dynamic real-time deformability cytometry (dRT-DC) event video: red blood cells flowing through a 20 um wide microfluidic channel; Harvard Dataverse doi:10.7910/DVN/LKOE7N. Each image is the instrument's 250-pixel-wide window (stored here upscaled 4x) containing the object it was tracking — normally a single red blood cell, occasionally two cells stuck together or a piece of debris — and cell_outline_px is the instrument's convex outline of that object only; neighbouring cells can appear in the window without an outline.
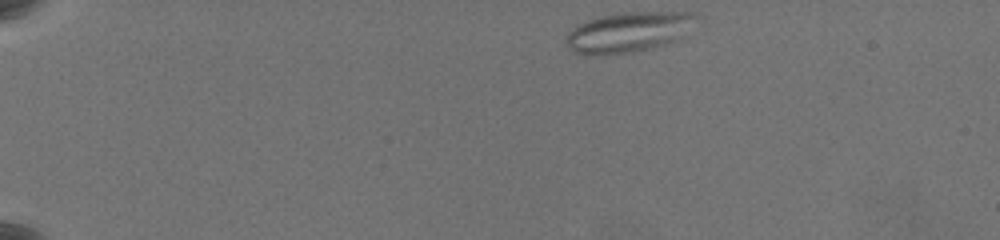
{"species": "common noctule bat (a hibernating species)", "species_latin": "Nyctalus noctula", "temperature_condition": "warm", "stored_images_in_passage": 50, "camera_frame_rate_fps": 3000, "um_per_image_px": 0.085, "animal": {"sex": "female", "body_mass_g": 19.5, "forearm_length_mm": 54.1}, "frame": {"image": 1, "passage_image": 1, "time_ms": 0.0, "image_size_px": [1000, 240], "cell_outline_px": [[704, 16], [676, 40], [664, 44], [628, 52], [576, 52], [564, 40], [568, 32], [580, 24], [588, 20], [600, 16], [624, 12], [700, 12]], "centroid_in_image_um": [53.57, 2.64], "position_along_channel_um": 31.4, "area_um2": 29.59}}
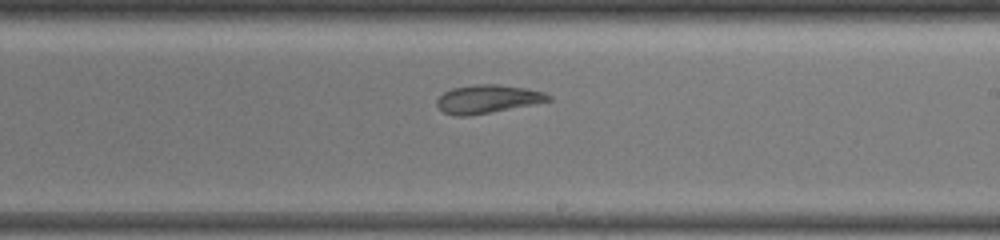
{"frame": {"image": 2, "passage_image": 28, "time_ms": 9.0, "image_size_px": [1000, 240], "cell_outline_px": [[552, 100], [492, 112], [468, 116], [456, 116], [444, 112], [436, 104], [436, 100], [444, 92], [452, 88], [476, 84], [500, 84], [524, 88], [544, 92], [552, 96]], "centroid_in_image_um": [41.43, 8.41], "position_along_channel_um": 247.6, "area_um2": 18.32}}
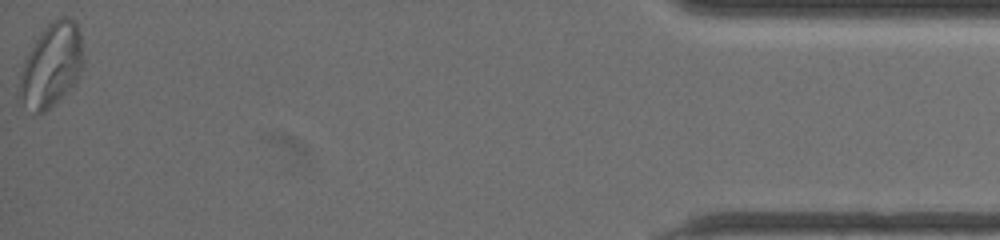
{"frame": {"image": 3, "passage_image": 50, "time_ms": 16.333, "image_size_px": [1000, 240], "cell_outline_px": [[84, 60], [76, 80], [44, 112], [36, 112], [20, 96], [20, 72], [24, 60], [28, 52], [36, 40], [48, 24], [60, 16], [68, 16], [76, 24], [80, 32]], "centroid_in_image_um": [4.39, 5.45], "position_along_channel_um": 430.8, "area_um2": 29.82}, "authors_computed_cell_mechanics": {"area_um2": 23.3801, "velocity_mm_per_s": 3.5401, "shape_relaxation_time_tau1_ms": null, "shape_relaxation_time_tau2_ms": 1.7838, "deformation_change_tau1": null, "deformation_change_tau2": 0.0667}}